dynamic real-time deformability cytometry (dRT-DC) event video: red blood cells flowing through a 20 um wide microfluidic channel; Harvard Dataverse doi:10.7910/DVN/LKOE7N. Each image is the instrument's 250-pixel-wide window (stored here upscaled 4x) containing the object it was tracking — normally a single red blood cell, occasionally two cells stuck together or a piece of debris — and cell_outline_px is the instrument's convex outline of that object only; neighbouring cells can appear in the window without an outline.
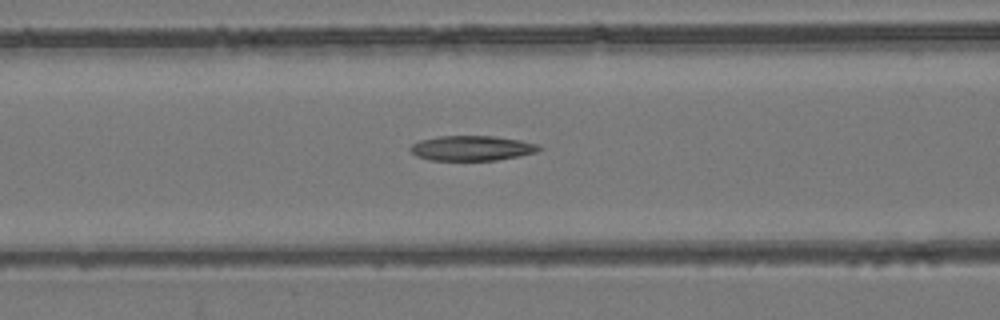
{"species": "common noctule bat (a hibernating species)", "species_latin": "Nyctalus noctula", "temperature_condition": "room temperature", "stored_images_in_passage": 45, "camera_frame_rate_fps": 3000, "um_per_image_px": 0.085, "animal": {"sex": "female", "body_mass_g": 24.6, "forearm_length_mm": 56.2}, "frame": {"image": 1, "passage_image": 22, "time_ms": 7.0, "image_size_px": [1000, 320], "cell_outline_px": [[544, 148], [536, 152], [520, 156], [496, 160], [428, 160], [416, 156], [408, 148], [412, 144], [420, 140], [440, 136], [492, 136], [520, 140], [536, 144]], "centroid_in_image_um": [40.1, 12.6], "position_along_channel_um": 126.5, "area_um2": 18.73}}
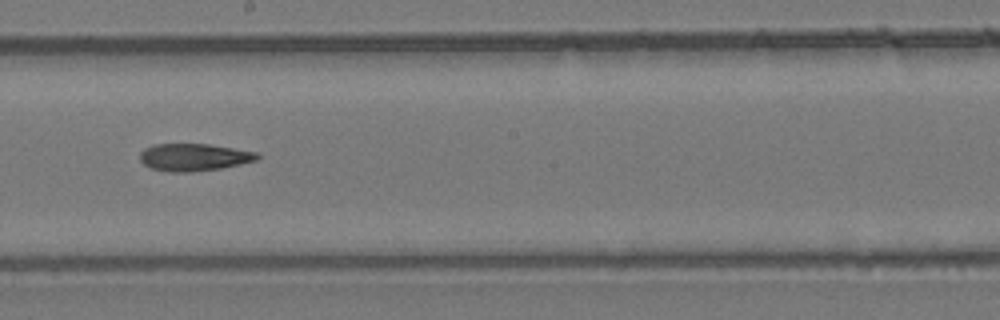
{"frame": {"image": 2, "passage_image": 30, "time_ms": 9.667, "image_size_px": [1000, 320], "cell_outline_px": [[260, 156], [256, 160], [240, 164], [220, 168], [192, 172], [168, 172], [148, 168], [140, 160], [140, 152], [144, 148], [152, 144], [208, 144], [260, 152]], "centroid_in_image_um": [16.46, 13.36], "position_along_channel_um": 231.7, "area_um2": 18.9}}
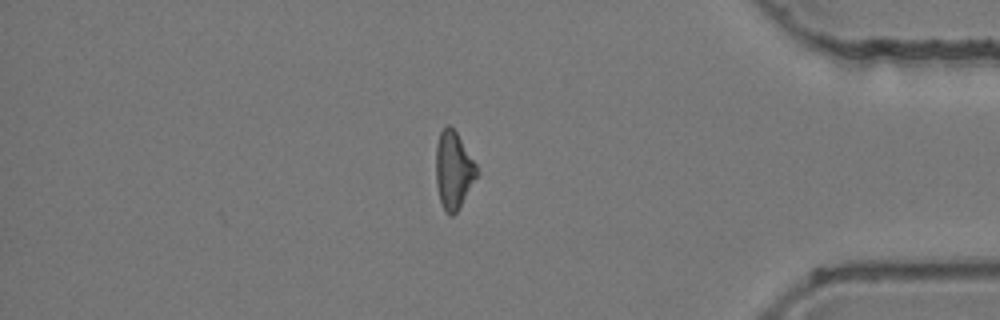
{"frame": {"image": 3, "passage_image": 45, "time_ms": 14.667, "image_size_px": [1000, 320], "cell_outline_px": [[476, 176], [456, 212], [452, 216], [448, 216], [444, 212], [440, 200], [436, 184], [436, 144], [440, 132], [448, 124], [456, 132], [476, 164]], "centroid_in_image_um": [38.5, 14.47], "position_along_channel_um": 396.7, "area_um2": 17.98}}